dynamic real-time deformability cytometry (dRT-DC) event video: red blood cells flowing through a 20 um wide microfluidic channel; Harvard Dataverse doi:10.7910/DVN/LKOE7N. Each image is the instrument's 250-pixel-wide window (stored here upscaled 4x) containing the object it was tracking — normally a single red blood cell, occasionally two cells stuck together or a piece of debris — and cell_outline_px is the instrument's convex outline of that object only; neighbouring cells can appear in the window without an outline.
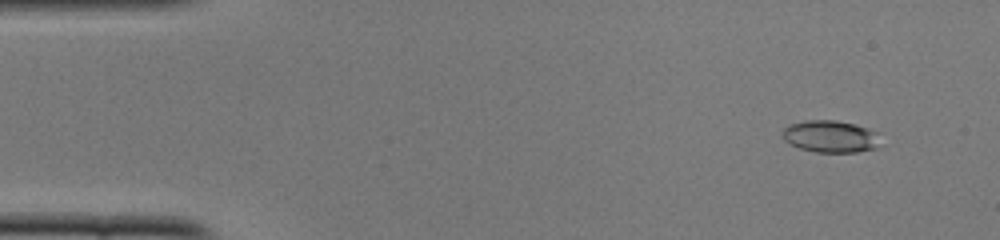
{"species": "common noctule bat (a hibernating species)", "species_latin": "Nyctalus noctula", "temperature_condition": "cold", "stored_images_in_passage": 51, "camera_frame_rate_fps": 3000, "um_per_image_px": 0.085, "animal": {"sex": "female", "body_mass_g": 22.0, "forearm_length_mm": 56.7}, "frame": {"image": 1, "passage_image": 4, "time_ms": 1.0, "image_size_px": [1000, 240], "cell_outline_px": [[876, 148], [856, 152], [816, 152], [800, 148], [784, 140], [780, 132], [784, 128], [792, 124], [808, 120], [836, 120], [868, 128], [876, 132]], "centroid_in_image_um": [70.53, 11.6], "position_along_channel_um": 14.5, "area_um2": 17.92}}
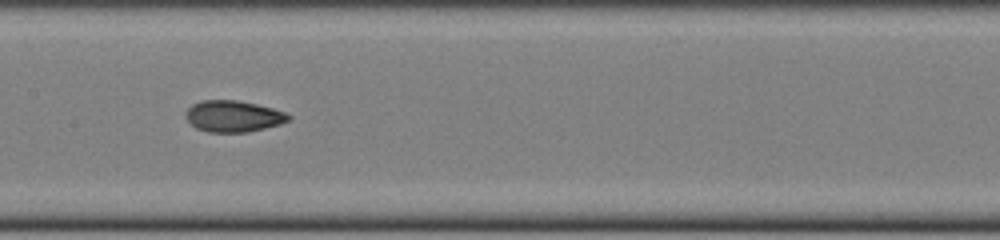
{"frame": {"image": 2, "passage_image": 25, "time_ms": 8.0, "image_size_px": [1000, 240], "cell_outline_px": [[292, 116], [288, 120], [280, 124], [248, 132], [208, 132], [196, 128], [188, 120], [188, 108], [192, 104], [204, 100], [236, 100], [256, 104], [272, 108], [284, 112]], "centroid_in_image_um": [19.85, 9.88], "position_along_channel_um": 187.5, "area_um2": 18.5}}
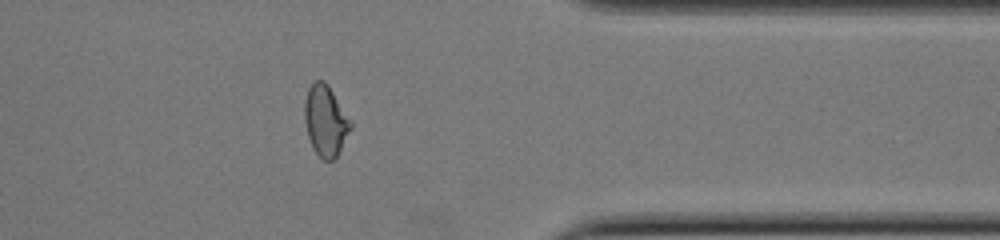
{"frame": {"image": 3, "passage_image": 41, "time_ms": 13.333, "image_size_px": [1000, 240], "cell_outline_px": [[352, 128], [336, 156], [332, 160], [324, 160], [312, 148], [308, 136], [304, 120], [304, 104], [308, 88], [316, 80], [324, 80], [328, 84], [352, 120]], "centroid_in_image_um": [27.68, 10.23], "position_along_channel_um": 383.7, "area_um2": 19.07}, "authors_computed_cell_mechanics": {"area_um2": 18.6694, "velocity_mm_per_s": 3.9361, "shape_relaxation_time_tau1_ms": 10.7705, "shape_relaxation_time_tau2_ms": 1.4949, "deformation_change_tau1": 0.2564, "deformation_change_tau2": 0.0638}}